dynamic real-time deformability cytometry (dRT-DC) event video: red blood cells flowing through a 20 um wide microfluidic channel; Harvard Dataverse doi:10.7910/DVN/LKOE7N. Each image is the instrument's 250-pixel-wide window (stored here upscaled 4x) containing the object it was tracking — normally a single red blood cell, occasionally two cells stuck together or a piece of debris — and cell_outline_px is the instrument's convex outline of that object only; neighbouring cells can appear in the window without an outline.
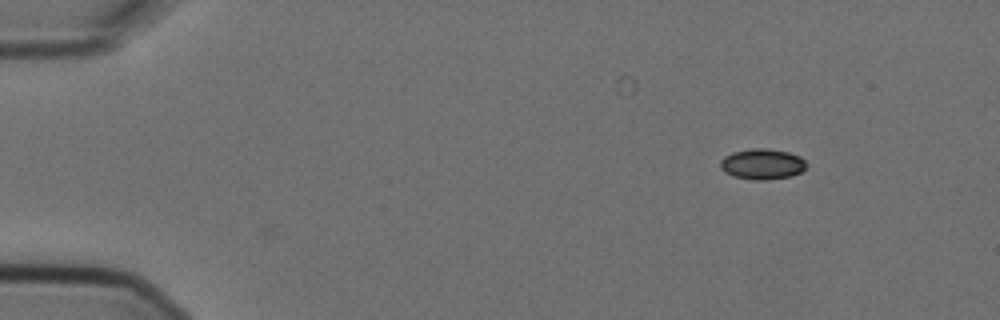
{"species": "Egyptian fruit bat (a non-hibernating species)", "species_latin": "Rousettus aegyptiacus", "temperature_condition": "cold", "stored_images_in_passage": 2, "camera_frame_rate_fps": 3000, "um_per_image_px": 0.085, "animal": {"sex": "female"}, "frame": {"image": 1, "passage_image": 2, "time_ms": 0.333, "image_size_px": [1000, 320], "cell_outline_px": [[808, 164], [800, 172], [792, 176], [768, 180], [756, 180], [732, 176], [724, 172], [720, 168], [720, 160], [724, 156], [732, 152], [752, 148], [768, 148], [788, 152], [800, 156]], "centroid_in_image_um": [64.78, 13.94], "position_along_channel_um": 20.2, "area_um2": 15.55}}